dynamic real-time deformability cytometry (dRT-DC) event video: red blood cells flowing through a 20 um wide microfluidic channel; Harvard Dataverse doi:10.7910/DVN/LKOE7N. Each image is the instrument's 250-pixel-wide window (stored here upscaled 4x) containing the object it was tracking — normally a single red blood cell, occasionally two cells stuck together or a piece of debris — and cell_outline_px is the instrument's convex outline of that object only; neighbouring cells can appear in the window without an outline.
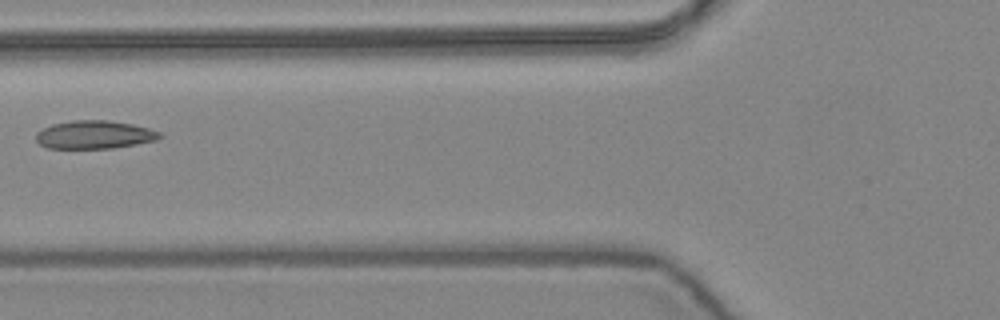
{"species": "common noctule bat (a hibernating species)", "species_latin": "Nyctalus noctula", "temperature_condition": "warm", "stored_images_in_passage": 8, "camera_frame_rate_fps": 3000, "um_per_image_px": 0.085, "animal": {"sex": "female", "body_mass_g": 24.6, "forearm_length_mm": 56.2}, "frame": {"image": 1, "passage_image": 6, "time_ms": 1.667, "image_size_px": [1000, 320], "cell_outline_px": [[164, 136], [156, 140], [136, 144], [112, 148], [48, 148], [40, 144], [36, 140], [36, 132], [52, 124], [72, 120], [108, 120], [132, 124], [148, 128], [160, 132]], "centroid_in_image_um": [8.03, 11.44], "position_along_channel_um": 117.8, "area_um2": 20.29}}
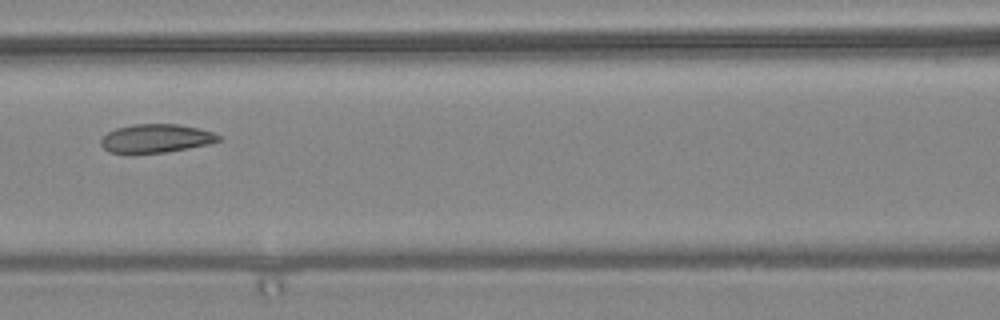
{"frame": {"image": 2, "passage_image": 7, "time_ms": 2.0, "image_size_px": [1000, 320], "cell_outline_px": [[220, 140], [212, 144], [164, 152], [132, 156], [128, 156], [108, 152], [100, 144], [100, 140], [108, 132], [116, 128], [132, 124], [176, 124], [200, 128], [212, 132], [220, 136]], "centroid_in_image_um": [13.2, 11.8], "position_along_channel_um": 153.4, "area_um2": 20.23}}